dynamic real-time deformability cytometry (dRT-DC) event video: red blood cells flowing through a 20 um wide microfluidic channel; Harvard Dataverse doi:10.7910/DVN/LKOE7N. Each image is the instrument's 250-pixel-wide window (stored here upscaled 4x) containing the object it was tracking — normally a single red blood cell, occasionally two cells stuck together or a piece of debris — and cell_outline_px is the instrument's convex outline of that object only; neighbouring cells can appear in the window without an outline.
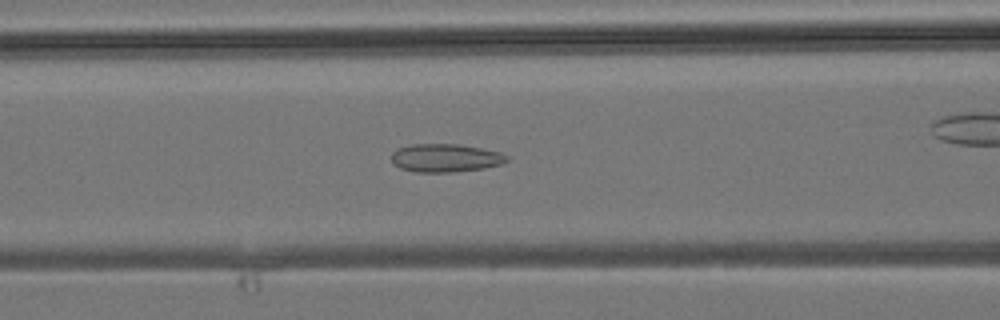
{"species": "common noctule bat (a hibernating species)", "species_latin": "Nyctalus noctula", "temperature_condition": "room temperature", "stored_images_in_passage": 41, "camera_frame_rate_fps": 3000, "um_per_image_px": 0.085, "animal": {"sex": "male", "body_mass_g": 19.2, "forearm_length_mm": 51.8}, "frame": {"image": 1, "passage_image": 15, "time_ms": 4.667, "image_size_px": [1000, 320], "cell_outline_px": [[508, 160], [500, 164], [484, 168], [452, 172], [416, 172], [400, 168], [392, 164], [392, 152], [396, 148], [412, 144], [460, 144], [500, 152], [508, 156]], "centroid_in_image_um": [37.82, 13.42], "position_along_channel_um": 128.8, "area_um2": 19.02}}
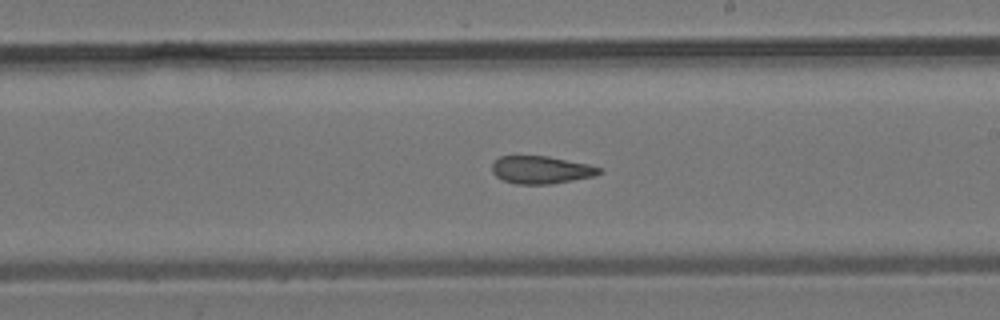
{"frame": {"image": 2, "passage_image": 22, "time_ms": 7.0, "image_size_px": [1000, 320], "cell_outline_px": [[604, 172], [596, 176], [552, 184], [516, 184], [504, 180], [496, 176], [492, 172], [492, 164], [500, 156], [548, 156], [588, 164], [604, 168]], "centroid_in_image_um": [46.05, 14.44], "position_along_channel_um": 242.9, "area_um2": 17.46}}
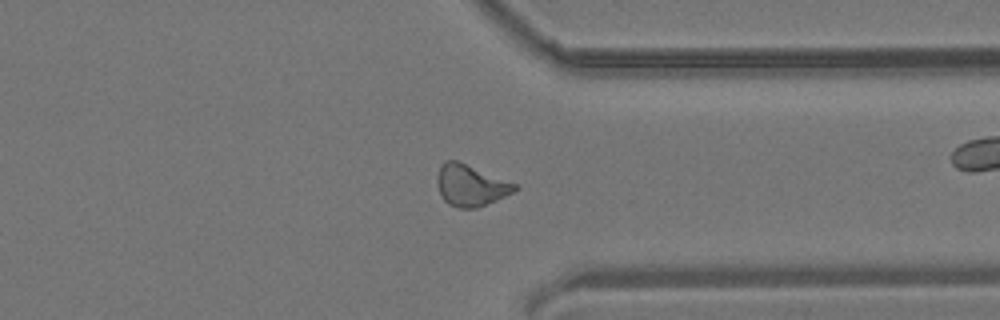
{"frame": {"image": 3, "passage_image": 30, "time_ms": 9.667, "image_size_px": [1000, 320], "cell_outline_px": [[520, 188], [496, 200], [476, 208], [460, 208], [448, 204], [444, 200], [436, 184], [436, 180], [440, 164], [444, 160], [456, 160], [520, 184]], "centroid_in_image_um": [40.02, 15.74], "position_along_channel_um": 371.4, "area_um2": 18.9}}